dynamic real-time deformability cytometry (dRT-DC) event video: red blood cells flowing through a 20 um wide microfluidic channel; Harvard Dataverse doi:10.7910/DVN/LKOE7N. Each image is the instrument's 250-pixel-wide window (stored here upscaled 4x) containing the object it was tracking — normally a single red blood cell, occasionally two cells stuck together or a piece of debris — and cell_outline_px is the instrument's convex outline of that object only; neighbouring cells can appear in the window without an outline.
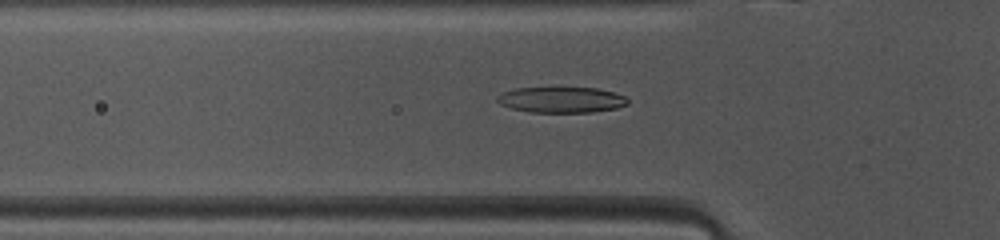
{"species": "common noctule bat (a hibernating species)", "species_latin": "Nyctalus noctula", "temperature_condition": "warm", "stored_images_in_passage": 46, "camera_frame_rate_fps": 3000, "um_per_image_px": 0.085, "animal": {"sex": "female", "body_mass_g": 10.0, "forearm_length_mm": 53.1}, "frame": {"image": 1, "passage_image": 13, "time_ms": 4.0, "image_size_px": [1000, 240], "cell_outline_px": [[628, 104], [616, 108], [592, 112], [532, 112], [512, 108], [500, 104], [496, 100], [496, 96], [504, 92], [516, 88], [596, 88], [612, 92], [624, 96], [628, 100]], "centroid_in_image_um": [47.71, 8.48], "position_along_channel_um": 78.1, "area_um2": 19.36}}
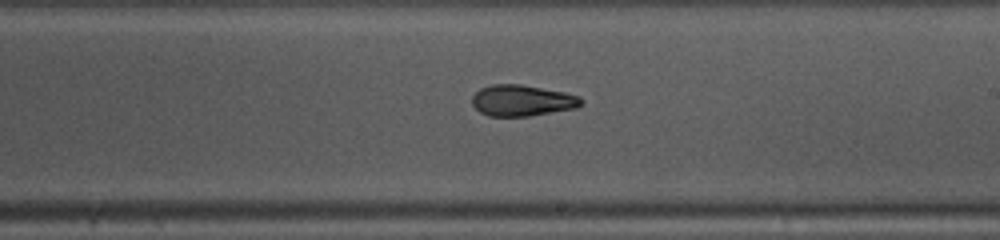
{"frame": {"image": 2, "passage_image": 25, "time_ms": 8.0, "image_size_px": [1000, 240], "cell_outline_px": [[584, 104], [576, 108], [528, 116], [488, 116], [480, 112], [472, 104], [472, 96], [480, 88], [492, 84], [520, 84], [564, 92], [580, 96], [584, 100]], "centroid_in_image_um": [44.39, 8.54], "position_along_channel_um": 244.6, "area_um2": 19.88}}
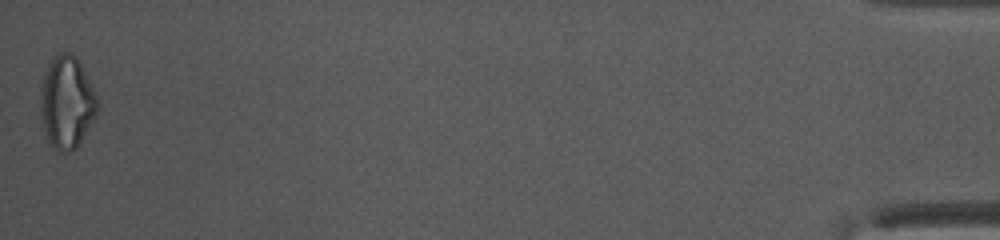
{"frame": {"image": 3, "passage_image": 46, "time_ms": 15.0, "image_size_px": [1000, 240], "cell_outline_px": [[100, 104], [96, 116], [76, 148], [72, 152], [60, 152], [52, 148], [48, 140], [40, 120], [40, 92], [44, 76], [48, 64], [60, 52], [68, 52], [76, 56]], "centroid_in_image_um": [5.66, 8.75], "position_along_channel_um": 429.5, "area_um2": 30.63}, "authors_computed_cell_mechanics": {"area_um2": 20.2878, "velocity_mm_per_s": 4.126, "shape_relaxation_time_tau1_ms": 5.0572, "shape_relaxation_time_tau2_ms": 3.1102, "deformation_change_tau1": 0.1878, "deformation_change_tau2": 0.1151}}